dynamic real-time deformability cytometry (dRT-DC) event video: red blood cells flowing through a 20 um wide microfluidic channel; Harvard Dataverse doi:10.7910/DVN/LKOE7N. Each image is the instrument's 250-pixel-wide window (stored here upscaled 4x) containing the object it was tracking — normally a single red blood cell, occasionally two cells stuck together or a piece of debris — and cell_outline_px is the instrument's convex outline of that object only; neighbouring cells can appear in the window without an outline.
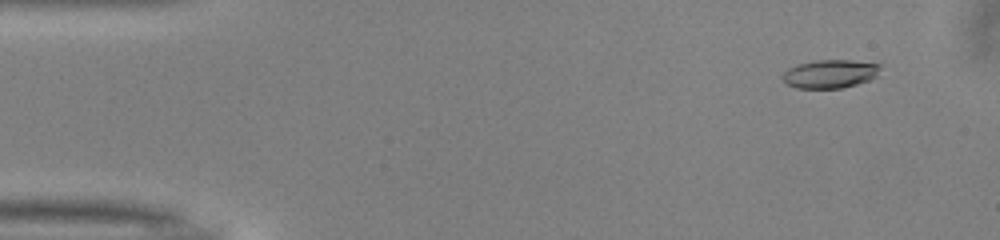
{"species": "common noctule bat (a hibernating species)", "species_latin": "Nyctalus noctula", "temperature_condition": "warm", "stored_images_in_passage": 51, "camera_frame_rate_fps": 3000, "um_per_image_px": 0.085, "animal": {"sex": "male", "body_mass_g": 13.0, "forearm_length_mm": 53.1}, "frame": {"image": 1, "passage_image": 4, "time_ms": 1.0, "image_size_px": [1000, 240], "cell_outline_px": [[880, 68], [876, 76], [868, 80], [856, 84], [840, 88], [796, 88], [788, 84], [780, 76], [788, 68], [796, 64], [816, 60], [852, 60], [880, 64]], "centroid_in_image_um": [70.52, 6.27], "position_along_channel_um": 14.5, "area_um2": 16.13}}
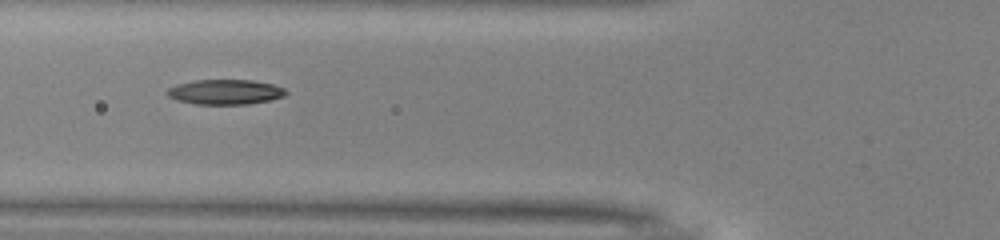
{"frame": {"image": 2, "passage_image": 19, "time_ms": 6.0, "image_size_px": [1000, 240], "cell_outline_px": [[288, 92], [284, 96], [268, 100], [248, 104], [196, 104], [176, 100], [168, 96], [164, 92], [168, 88], [176, 84], [196, 80], [252, 80], [272, 84], [284, 88]], "centroid_in_image_um": [19.1, 7.81], "position_along_channel_um": 106.7, "area_um2": 17.28}}
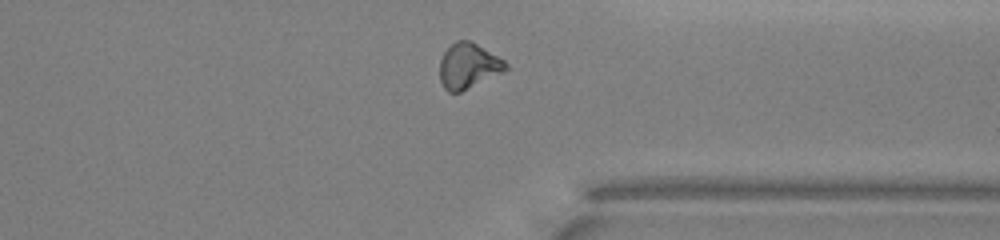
{"frame": {"image": 3, "passage_image": 39, "time_ms": 12.667, "image_size_px": [1000, 240], "cell_outline_px": [[508, 68], [504, 72], [460, 92], [448, 92], [444, 88], [440, 80], [440, 60], [444, 52], [456, 40], [472, 40], [504, 60], [508, 64]], "centroid_in_image_um": [39.82, 5.59], "position_along_channel_um": 371.6, "area_um2": 17.51}, "authors_computed_cell_mechanics": {"area_um2": 17.2822, "velocity_mm_per_s": 4.0214, "shape_relaxation_time_tau1_ms": 5.0905, "shape_relaxation_time_tau2_ms": 7.0268, "deformation_change_tau1": 0.1757, "deformation_change_tau2": 0.1412}}